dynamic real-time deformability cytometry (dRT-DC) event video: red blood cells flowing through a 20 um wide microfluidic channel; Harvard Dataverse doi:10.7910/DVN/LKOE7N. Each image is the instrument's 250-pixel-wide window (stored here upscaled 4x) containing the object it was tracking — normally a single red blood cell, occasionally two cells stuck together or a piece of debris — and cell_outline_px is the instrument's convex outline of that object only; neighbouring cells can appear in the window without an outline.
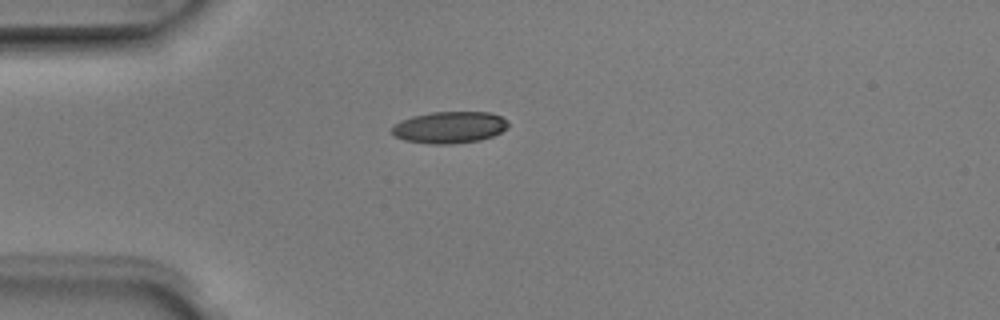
{"species": "Egyptian fruit bat (a non-hibernating species)", "species_latin": "Rousettus aegyptiacus", "temperature_condition": "room temperature", "stored_images_in_passage": 1, "camera_frame_rate_fps": 3000, "um_per_image_px": 0.085, "animal": {"sex": "male"}, "frame": {"image": 1, "passage_image": 1, "time_ms": 0.0, "image_size_px": [1000, 320], "cell_outline_px": [[508, 128], [492, 136], [480, 140], [452, 144], [432, 144], [404, 140], [396, 136], [392, 132], [392, 128], [400, 120], [412, 116], [432, 112], [488, 112], [500, 116], [508, 120]], "centroid_in_image_um": [38.23, 10.82], "position_along_channel_um": 46.8, "area_um2": 21.44}}